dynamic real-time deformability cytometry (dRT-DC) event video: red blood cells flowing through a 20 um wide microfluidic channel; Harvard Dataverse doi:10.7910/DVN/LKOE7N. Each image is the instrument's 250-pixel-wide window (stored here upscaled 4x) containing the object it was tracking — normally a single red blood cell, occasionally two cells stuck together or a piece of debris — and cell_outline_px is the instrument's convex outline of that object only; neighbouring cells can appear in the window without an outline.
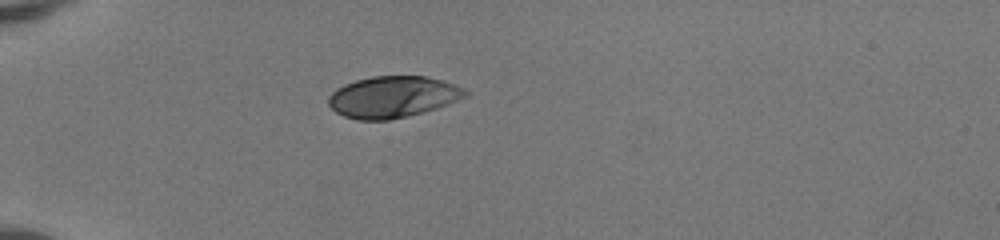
{"species": "human", "species_latin": "Homo sapiens", "temperature_condition": "room temperature", "stored_images_in_passage": 36, "camera_frame_rate_fps": 3000, "um_per_image_px": 0.085, "donor": {"sex": "female"}, "frame": {"image": 1, "passage_image": 1, "time_ms": 0.0, "image_size_px": [1000, 240], "cell_outline_px": [[468, 96], [436, 108], [424, 112], [388, 120], [356, 120], [344, 116], [336, 112], [328, 104], [328, 96], [336, 88], [344, 84], [356, 80], [372, 76], [424, 76], [444, 80], [464, 88], [468, 92]], "centroid_in_image_um": [33.38, 8.23], "position_along_channel_um": 51.6, "area_um2": 33.12}}
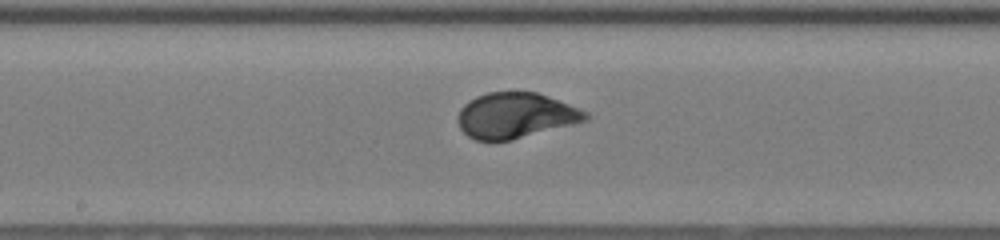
{"frame": {"image": 2, "passage_image": 14, "time_ms": 4.333, "image_size_px": [1000, 240], "cell_outline_px": [[592, 116], [588, 120], [512, 140], [476, 140], [468, 136], [460, 128], [456, 120], [456, 116], [460, 108], [468, 100], [476, 96], [488, 92], [536, 92], [568, 104], [588, 112]], "centroid_in_image_um": [43.79, 9.81], "position_along_channel_um": 204.4, "area_um2": 33.87}}
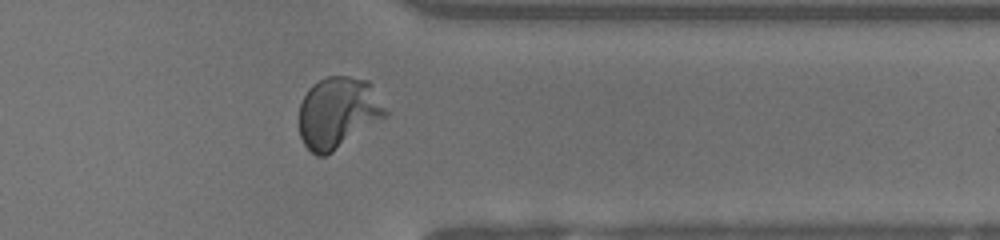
{"frame": {"image": 3, "passage_image": 27, "time_ms": 8.667, "image_size_px": [1000, 240], "cell_outline_px": [[388, 116], [332, 152], [324, 156], [316, 156], [304, 144], [300, 136], [300, 104], [308, 88], [312, 84], [328, 76], [348, 76], [368, 80], [372, 84], [388, 112]], "centroid_in_image_um": [28.75, 9.56], "position_along_channel_um": 382.6, "area_um2": 35.95}, "authors_computed_cell_mechanics": {"area_um2": 34.5644, "velocity_mm_per_s": 4.1609, "shape_relaxation_time_tau1_ms": 3.0934, "shape_relaxation_time_tau2_ms": null, "deformation_change_tau1": 0.1767, "deformation_change_tau2": null}}